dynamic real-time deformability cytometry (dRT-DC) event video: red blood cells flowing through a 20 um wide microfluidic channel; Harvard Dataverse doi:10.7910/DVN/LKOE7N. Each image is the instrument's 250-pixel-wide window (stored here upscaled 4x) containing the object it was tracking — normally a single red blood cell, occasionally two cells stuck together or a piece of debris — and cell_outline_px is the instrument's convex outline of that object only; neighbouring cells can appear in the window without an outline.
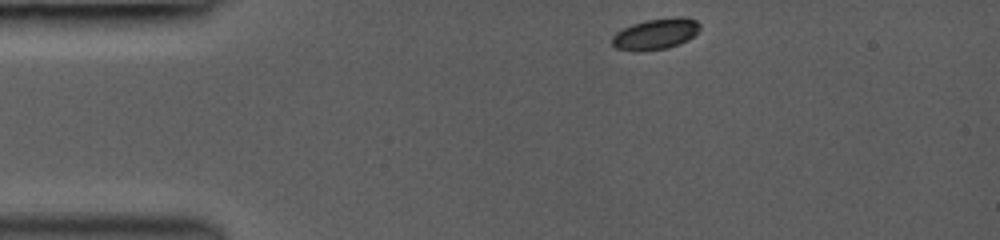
{"species": "common noctule bat (a hibernating species)", "species_latin": "Nyctalus noctula", "temperature_condition": "room temperature", "stored_images_in_passage": 38, "camera_frame_rate_fps": 3000, "um_per_image_px": 0.085, "animal": {"sex": "female", "body_mass_g": 19.0, "forearm_length_mm": 53.3}, "frame": {"image": 1, "passage_image": 1, "time_ms": 0.0, "image_size_px": [1000, 240], "cell_outline_px": [[700, 28], [688, 40], [668, 48], [636, 52], [616, 48], [612, 44], [612, 36], [616, 32], [632, 24], [644, 20], [676, 16], [684, 16], [696, 20], [700, 24]], "centroid_in_image_um": [55.72, 2.88], "position_along_channel_um": 29.3, "area_um2": 16.01}}
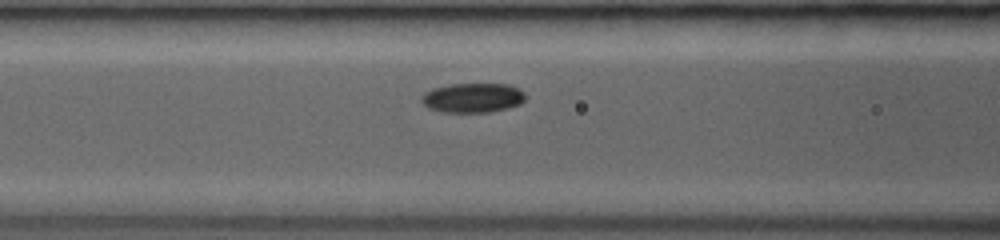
{"frame": {"image": 2, "passage_image": 28, "time_ms": 3.667, "image_size_px": [1000, 240], "cell_outline_px": [[524, 100], [520, 104], [508, 108], [488, 112], [444, 112], [428, 108], [420, 100], [420, 96], [424, 92], [432, 88], [448, 84], [508, 84], [520, 88], [524, 92]], "centroid_in_image_um": [40.16, 8.3], "position_along_channel_um": 126.4, "area_um2": 18.03}}
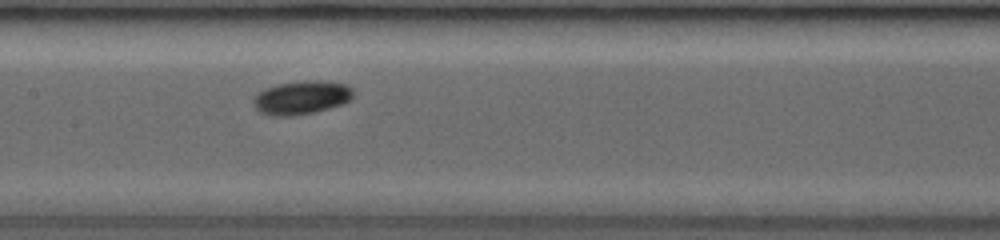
{"frame": {"image": 3, "passage_image": 37, "time_ms": 5.0, "image_size_px": [1000, 240], "cell_outline_px": [[352, 100], [344, 104], [312, 112], [292, 116], [272, 116], [260, 112], [252, 104], [252, 100], [264, 88], [276, 84], [308, 80], [324, 80], [348, 84], [352, 88]], "centroid_in_image_um": [25.64, 8.28], "position_along_channel_um": 181.8, "area_um2": 19.71}}